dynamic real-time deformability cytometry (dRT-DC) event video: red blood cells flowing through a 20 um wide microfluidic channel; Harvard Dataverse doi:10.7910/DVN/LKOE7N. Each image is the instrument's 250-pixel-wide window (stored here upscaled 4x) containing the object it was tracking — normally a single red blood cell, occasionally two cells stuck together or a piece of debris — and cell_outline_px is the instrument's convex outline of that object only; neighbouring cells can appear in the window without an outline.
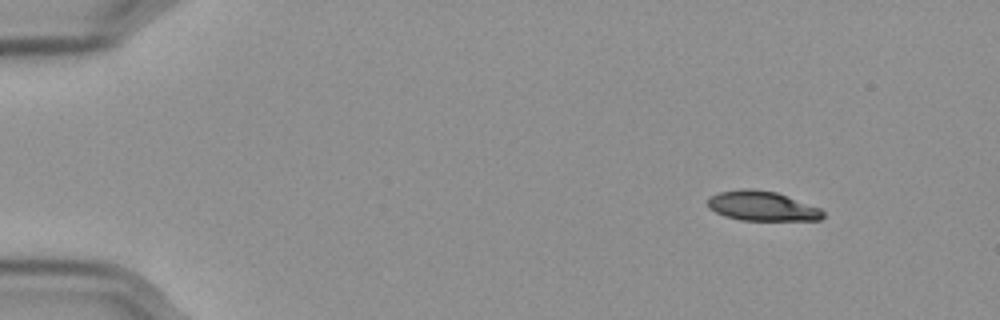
{"species": "Egyptian fruit bat (a non-hibernating species)", "species_latin": "Rousettus aegyptiacus", "temperature_condition": "cold", "stored_images_in_passage": 52, "camera_frame_rate_fps": 3000, "um_per_image_px": 0.085, "frame": {"image": 1, "passage_image": 1, "time_ms": 0.0, "image_size_px": [1000, 320], "cell_outline_px": [[824, 216], [820, 220], [740, 220], [724, 216], [708, 208], [708, 200], [712, 196], [720, 192], [748, 188], [752, 188], [776, 192], [820, 208], [824, 212]], "centroid_in_image_um": [64.78, 17.52], "position_along_channel_um": 20.2, "area_um2": 19.77}}
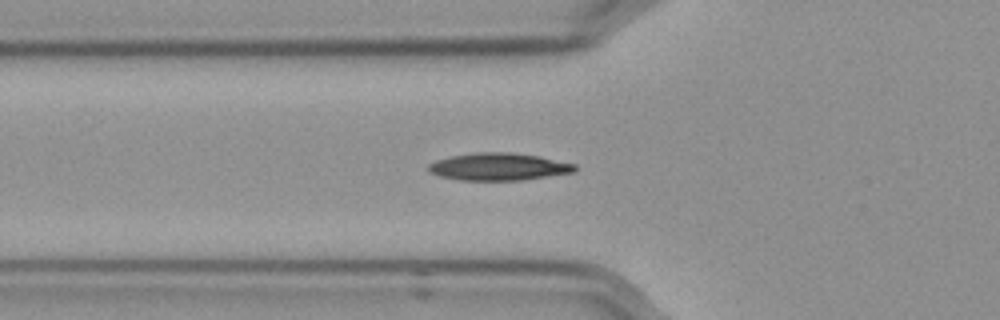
{"frame": {"image": 2, "passage_image": 15, "time_ms": 4.667, "image_size_px": [1000, 320], "cell_outline_px": [[576, 172], [524, 180], [460, 180], [440, 176], [428, 172], [428, 164], [436, 160], [448, 156], [476, 152], [512, 152], [540, 156], [576, 164]], "centroid_in_image_um": [42.39, 14.16], "position_along_channel_um": 83.4, "area_um2": 23.64}}
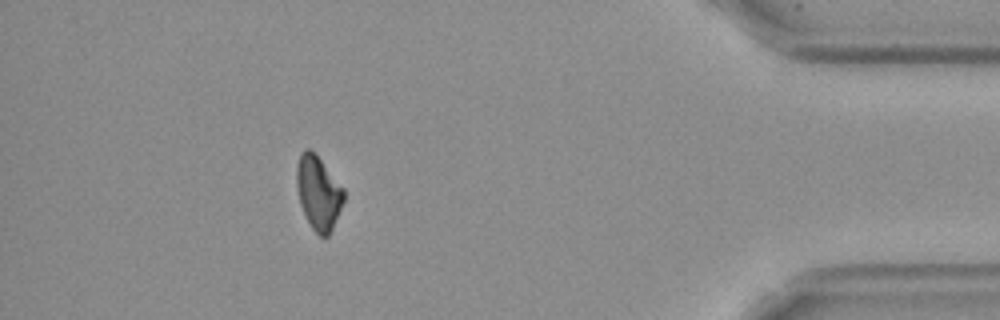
{"frame": {"image": 3, "passage_image": 46, "time_ms": 15.0, "image_size_px": [1000, 320], "cell_outline_px": [[344, 200], [332, 228], [328, 236], [320, 236], [312, 228], [300, 204], [296, 184], [296, 168], [300, 152], [304, 148], [308, 148], [320, 160], [344, 188]], "centroid_in_image_um": [27.04, 16.37], "position_along_channel_um": 408.2, "area_um2": 19.88}, "authors_computed_cell_mechanics": {"area_um2": 21.675, "velocity_mm_per_s": 3.5737, "shape_relaxation_time_tau1_ms": 4.5257, "shape_relaxation_time_tau2_ms": 11.1767, "deformation_change_tau1": 0.1069, "deformation_change_tau2": 0.159}}